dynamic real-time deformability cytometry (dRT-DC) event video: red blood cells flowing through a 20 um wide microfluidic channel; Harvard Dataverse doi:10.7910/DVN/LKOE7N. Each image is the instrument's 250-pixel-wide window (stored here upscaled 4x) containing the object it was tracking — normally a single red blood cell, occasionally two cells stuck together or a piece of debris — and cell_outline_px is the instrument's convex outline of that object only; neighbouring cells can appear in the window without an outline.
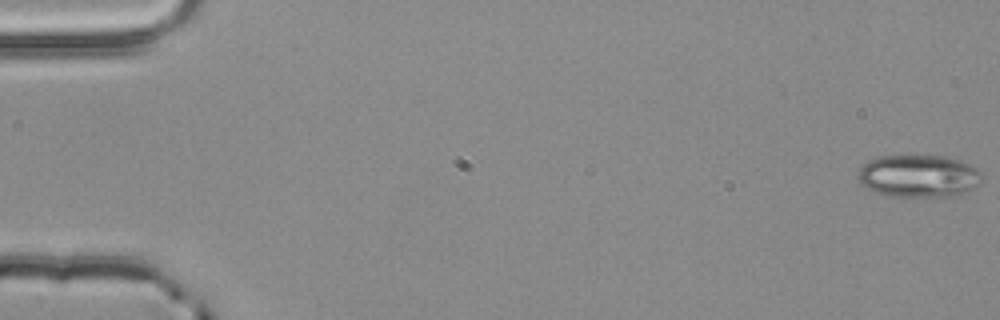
{"species": "common noctule bat (a hibernating species)", "species_latin": "Nyctalus noctula", "temperature_condition": "room temperature", "stored_images_in_passage": 55, "camera_frame_rate_fps": 3000, "um_per_image_px": 0.085, "animal": {"sex": "male", "body_mass_g": 20.4}, "frame": {"image": 1, "passage_image": 1, "time_ms": 0.0, "image_size_px": [1000, 320], "cell_outline_px": [[980, 184], [968, 192], [948, 196], [884, 196], [872, 192], [860, 184], [856, 176], [860, 168], [868, 160], [876, 156], [944, 156], [960, 160], [976, 168], [980, 172]], "centroid_in_image_um": [78.02, 14.97], "position_along_channel_um": 7.0, "area_um2": 30.92}}
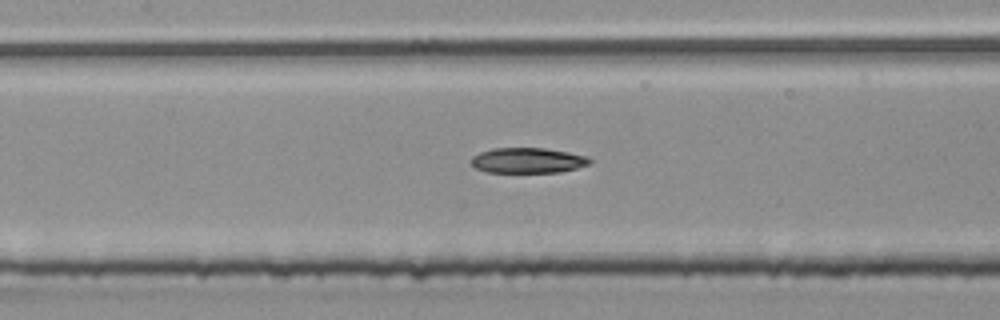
{"frame": {"image": 2, "passage_image": 26, "time_ms": 8.333, "image_size_px": [1000, 320], "cell_outline_px": [[592, 160], [588, 164], [576, 168], [560, 172], [488, 172], [476, 168], [472, 164], [472, 156], [480, 152], [492, 148], [544, 148], [568, 152], [588, 156]], "centroid_in_image_um": [44.87, 13.63], "position_along_channel_um": 162.5, "area_um2": 17.4}}
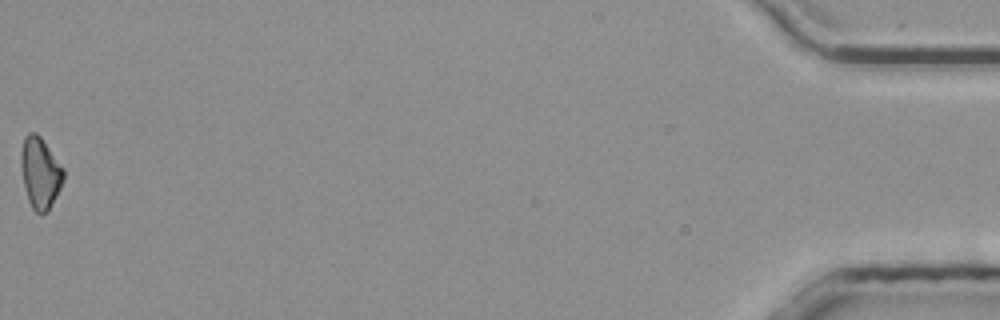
{"frame": {"image": 3, "passage_image": 55, "time_ms": 18.0, "image_size_px": [1000, 320], "cell_outline_px": [[64, 180], [48, 212], [36, 212], [32, 208], [28, 200], [24, 184], [20, 164], [20, 152], [24, 136], [28, 132], [36, 132], [40, 136], [64, 168]], "centroid_in_image_um": [3.41, 14.66], "position_along_channel_um": 431.8, "area_um2": 17.69}}